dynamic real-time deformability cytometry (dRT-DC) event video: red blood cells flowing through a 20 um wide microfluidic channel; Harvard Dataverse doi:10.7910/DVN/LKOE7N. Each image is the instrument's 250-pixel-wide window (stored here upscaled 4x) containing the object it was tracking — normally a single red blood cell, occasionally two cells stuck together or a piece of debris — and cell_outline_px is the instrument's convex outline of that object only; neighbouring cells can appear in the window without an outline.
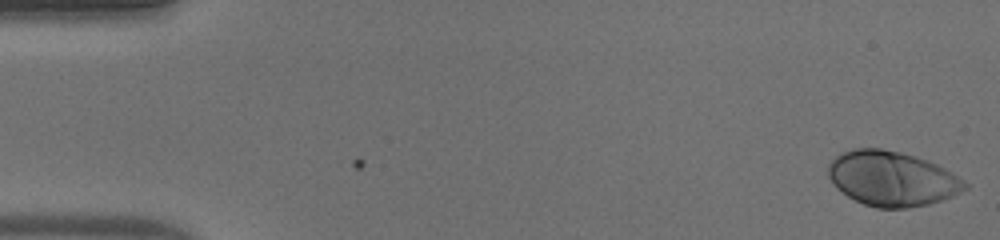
{"species": "human", "species_latin": "Homo sapiens", "temperature_condition": "warm", "stored_images_in_passage": 48, "camera_frame_rate_fps": 3000, "um_per_image_px": 0.085, "donor": {"sex": "male"}, "frame": {"image": 1, "passage_image": 1, "time_ms": 0.0, "image_size_px": [1000, 240], "cell_outline_px": [[968, 188], [952, 196], [928, 204], [904, 208], [876, 208], [864, 204], [848, 196], [836, 188], [828, 176], [828, 164], [836, 156], [852, 148], [880, 148], [900, 152], [936, 164], [952, 172], [968, 184]], "centroid_in_image_um": [75.79, 15.19], "position_along_channel_um": 9.2, "area_um2": 43.29}}
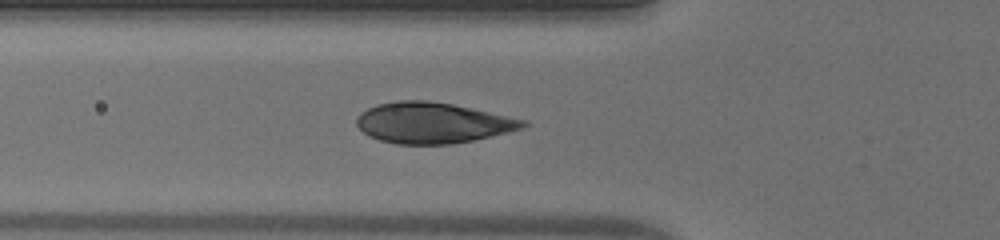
{"frame": {"image": 2, "passage_image": 17, "time_ms": 5.333, "image_size_px": [1000, 240], "cell_outline_px": [[532, 124], [524, 128], [508, 132], [472, 140], [452, 144], [396, 144], [380, 140], [368, 136], [356, 124], [356, 120], [360, 112], [376, 104], [396, 100], [428, 100], [452, 104], [528, 120]], "centroid_in_image_um": [36.78, 10.43], "position_along_channel_um": 89.0, "area_um2": 39.71}}
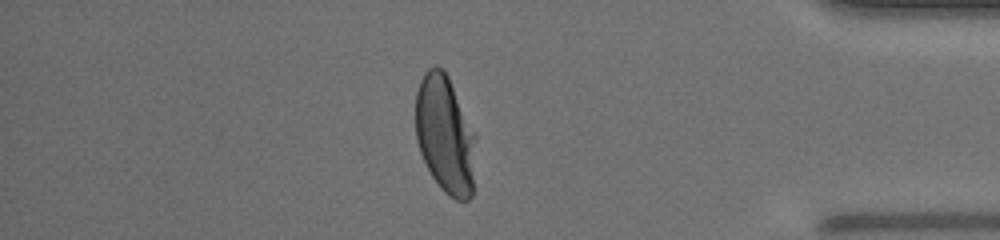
{"frame": {"image": 3, "passage_image": 41, "time_ms": 13.333, "image_size_px": [1000, 240], "cell_outline_px": [[476, 136], [472, 196], [468, 200], [456, 200], [448, 196], [440, 188], [432, 176], [420, 152], [416, 140], [416, 92], [420, 80], [424, 72], [428, 68], [436, 64], [444, 68], [476, 132]], "centroid_in_image_um": [37.84, 11.41], "position_along_channel_um": 397.4, "area_um2": 41.91}, "authors_computed_cell_mechanics": {"area_um2": 41.905, "velocity_mm_per_s": 4.2511, "shape_relaxation_time_tau1_ms": 2.5532, "shape_relaxation_time_tau2_ms": null, "deformation_change_tau1": 0.1896, "deformation_change_tau2": null}}